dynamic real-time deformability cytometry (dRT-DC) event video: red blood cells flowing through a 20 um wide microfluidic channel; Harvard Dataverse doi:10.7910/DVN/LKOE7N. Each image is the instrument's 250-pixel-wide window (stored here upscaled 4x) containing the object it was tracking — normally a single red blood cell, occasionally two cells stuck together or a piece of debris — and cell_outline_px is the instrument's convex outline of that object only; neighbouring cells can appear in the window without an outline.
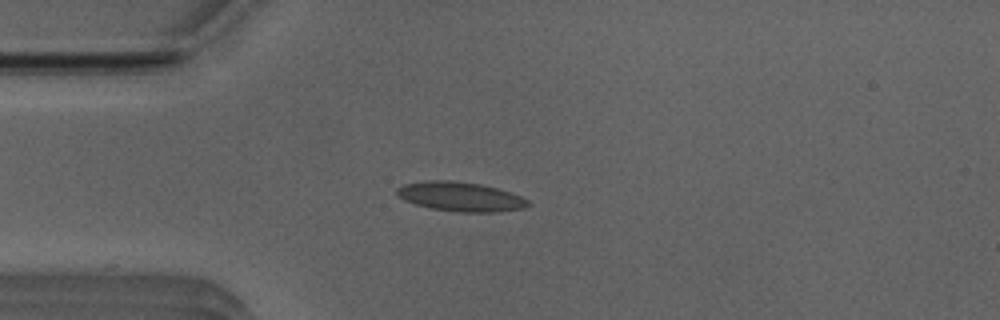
{"species": "Egyptian fruit bat (a non-hibernating species)", "species_latin": "Rousettus aegyptiacus", "temperature_condition": "room temperature", "stored_images_in_passage": 39, "camera_frame_rate_fps": 3000, "um_per_image_px": 0.085, "animal": {"sex": "male"}, "frame": {"image": 1, "passage_image": 1, "time_ms": 0.0, "image_size_px": [1000, 320], "cell_outline_px": [[532, 204], [524, 208], [496, 212], [460, 212], [432, 208], [416, 204], [404, 200], [396, 196], [396, 188], [404, 184], [428, 180], [452, 180], [480, 184], [496, 188], [520, 196], [528, 200]], "centroid_in_image_um": [39.12, 16.71], "position_along_channel_um": 45.9, "area_um2": 22.37}}
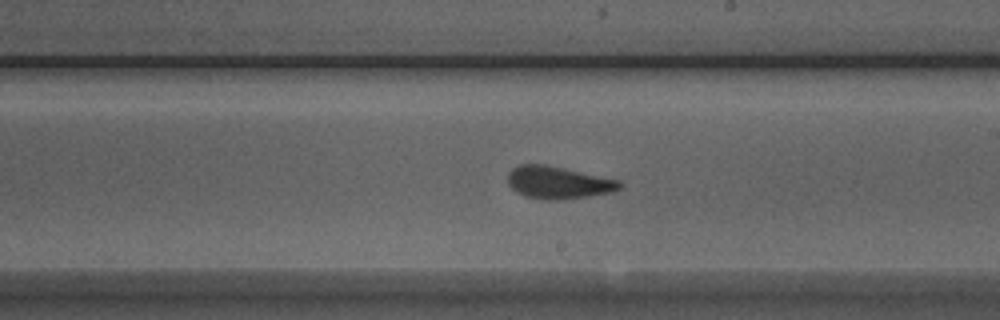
{"frame": {"image": 2, "passage_image": 17, "time_ms": 5.333, "image_size_px": [1000, 320], "cell_outline_px": [[624, 184], [616, 192], [560, 200], [548, 200], [524, 196], [516, 192], [508, 184], [508, 172], [512, 168], [520, 164], [544, 164], [564, 168], [620, 180]], "centroid_in_image_um": [47.47, 15.52], "position_along_channel_um": 241.5, "area_um2": 21.33}}
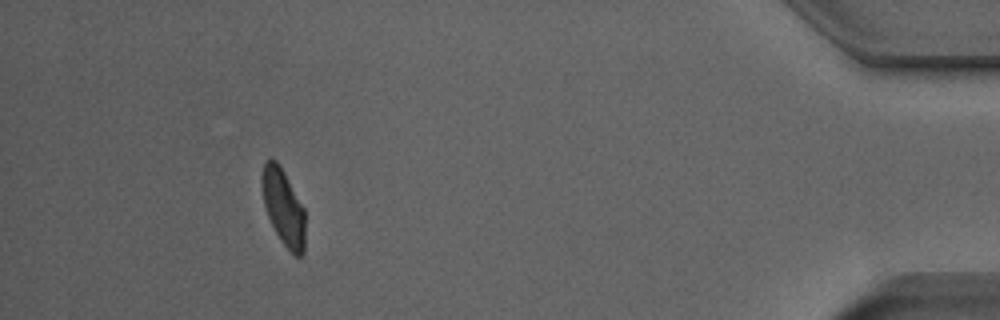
{"frame": {"image": 3, "passage_image": 35, "time_ms": 11.333, "image_size_px": [1000, 320], "cell_outline_px": [[304, 252], [300, 256], [292, 256], [280, 240], [268, 216], [264, 204], [264, 164], [268, 160], [276, 160], [284, 172], [304, 208]], "centroid_in_image_um": [24.14, 17.71], "position_along_channel_um": 411.1, "area_um2": 18.5}, "authors_computed_cell_mechanics": {"area_um2": 20.519, "velocity_mm_per_s": 3.9291, "shape_relaxation_time_tau1_ms": 5.4995, "shape_relaxation_time_tau2_ms": 1.4255, "deformation_change_tau1": 0.15, "deformation_change_tau2": 0.091}}